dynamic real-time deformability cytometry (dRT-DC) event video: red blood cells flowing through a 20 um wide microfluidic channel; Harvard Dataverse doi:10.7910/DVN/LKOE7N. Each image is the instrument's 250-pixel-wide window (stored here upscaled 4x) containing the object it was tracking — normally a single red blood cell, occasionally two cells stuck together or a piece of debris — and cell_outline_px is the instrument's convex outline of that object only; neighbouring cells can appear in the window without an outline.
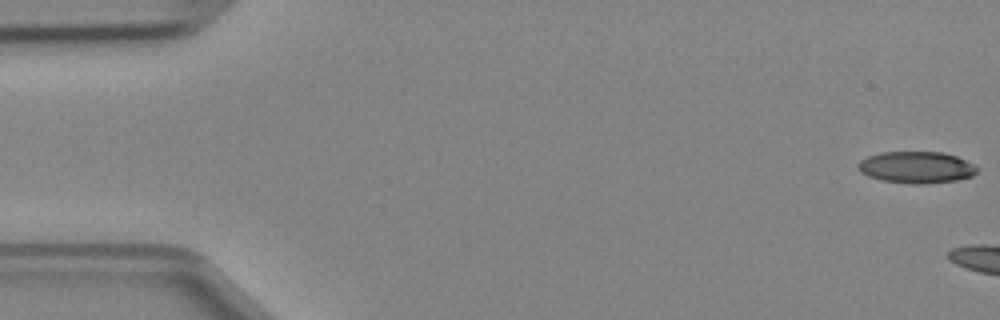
{"species": "Egyptian fruit bat (a non-hibernating species)", "species_latin": "Rousettus aegyptiacus", "temperature_condition": "cold", "stored_images_in_passage": 4, "camera_frame_rate_fps": 3000, "um_per_image_px": 0.085, "animal": {"sex": "female"}, "frame": {"image": 1, "passage_image": 1, "time_ms": 0.0, "image_size_px": [1000, 320], "cell_outline_px": [[980, 168], [972, 176], [956, 180], [920, 184], [916, 184], [880, 180], [868, 176], [860, 172], [856, 168], [856, 164], [860, 160], [868, 156], [880, 152], [940, 152], [956, 156]], "centroid_in_image_um": [77.84, 14.22], "position_along_channel_um": 7.2, "area_um2": 21.96}}